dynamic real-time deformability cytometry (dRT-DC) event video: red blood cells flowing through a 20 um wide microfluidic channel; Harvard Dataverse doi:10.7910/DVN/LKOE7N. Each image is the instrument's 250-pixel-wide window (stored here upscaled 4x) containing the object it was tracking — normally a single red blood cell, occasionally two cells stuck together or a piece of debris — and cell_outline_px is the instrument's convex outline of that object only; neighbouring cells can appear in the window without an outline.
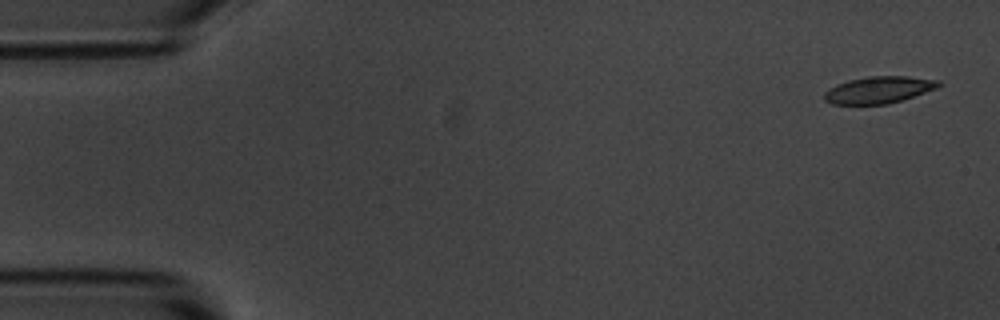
{"species": "common noctule bat (a hibernating species)", "species_latin": "Nyctalus noctula", "temperature_condition": "room temperature", "stored_images_in_passage": 5, "camera_frame_rate_fps": 3000, "um_per_image_px": 0.085, "animal": {"sex": "male", "body_mass_g": 20.1, "forearm_length_mm": 53.5}, "frame": {"image": 1, "passage_image": 1, "time_ms": 0.0, "image_size_px": [1000, 320], "cell_outline_px": [[944, 84], [936, 88], [888, 104], [832, 104], [824, 100], [824, 92], [836, 84], [848, 80], [868, 76], [908, 76], [940, 80]], "centroid_in_image_um": [74.69, 7.62], "position_along_channel_um": 10.3, "area_um2": 17.86}}
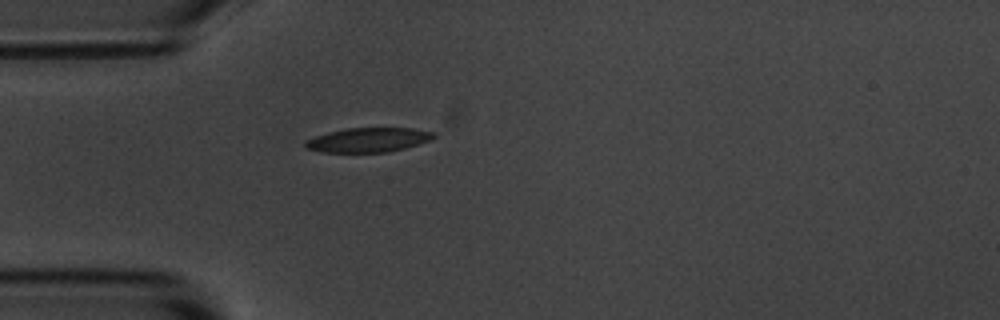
{"frame": {"image": 2, "passage_image": 5, "time_ms": 4.333, "image_size_px": [1000, 320], "cell_outline_px": [[436, 136], [428, 140], [404, 148], [388, 152], [320, 152], [304, 148], [304, 140], [328, 132], [348, 128], [412, 128], [436, 132]], "centroid_in_image_um": [31.26, 11.89], "position_along_channel_um": 53.7, "area_um2": 18.21}}